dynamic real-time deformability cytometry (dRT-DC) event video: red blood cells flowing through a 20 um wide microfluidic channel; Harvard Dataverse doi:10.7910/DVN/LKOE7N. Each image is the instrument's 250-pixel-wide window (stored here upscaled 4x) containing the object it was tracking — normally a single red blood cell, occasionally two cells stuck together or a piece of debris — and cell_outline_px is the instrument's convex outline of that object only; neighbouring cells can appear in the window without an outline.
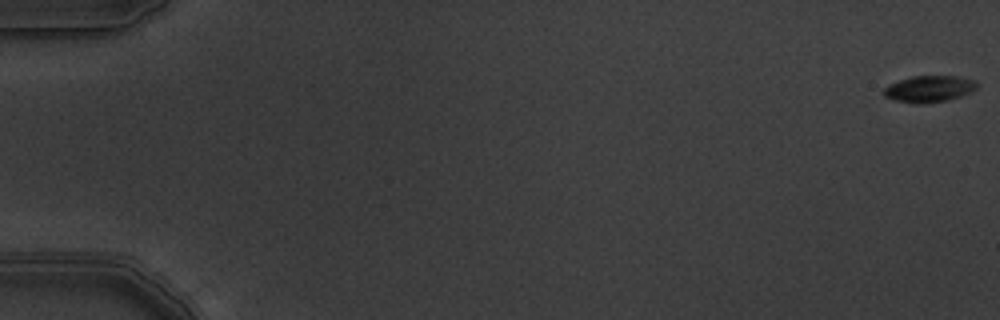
{"species": "common noctule bat (a hibernating species)", "species_latin": "Nyctalus noctula", "temperature_condition": "warm", "stored_images_in_passage": 6, "camera_frame_rate_fps": 3000, "um_per_image_px": 0.085, "animal": {"sex": "male", "body_mass_g": 19.5, "forearm_length_mm": 54.6}, "frame": {"image": 1, "passage_image": 1, "time_ms": 0.0, "image_size_px": [1000, 320], "cell_outline_px": [[980, 84], [972, 92], [948, 100], [916, 104], [896, 100], [884, 96], [884, 88], [888, 84], [912, 76], [956, 76], [976, 80]], "centroid_in_image_um": [79.01, 7.54], "position_along_channel_um": 6.0, "area_um2": 14.39}}
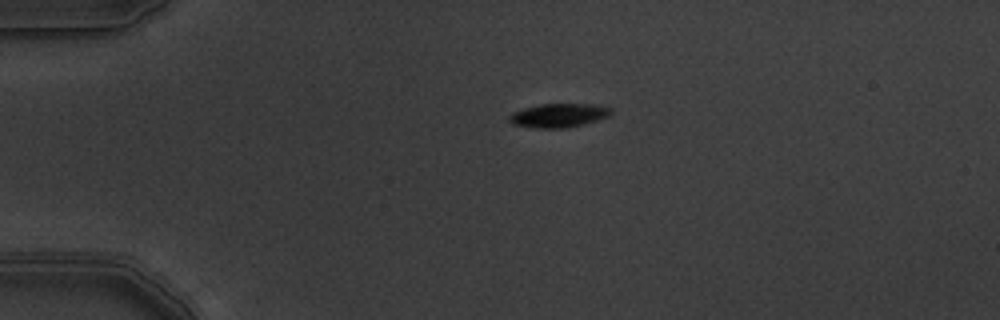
{"frame": {"image": 2, "passage_image": 5, "time_ms": 1.333, "image_size_px": [1000, 320], "cell_outline_px": [[612, 112], [608, 116], [596, 120], [568, 128], [536, 128], [512, 124], [508, 120], [508, 116], [512, 112], [524, 108], [540, 104], [600, 104], [612, 108]], "centroid_in_image_um": [47.48, 9.8], "position_along_channel_um": 37.5, "area_um2": 14.22}}